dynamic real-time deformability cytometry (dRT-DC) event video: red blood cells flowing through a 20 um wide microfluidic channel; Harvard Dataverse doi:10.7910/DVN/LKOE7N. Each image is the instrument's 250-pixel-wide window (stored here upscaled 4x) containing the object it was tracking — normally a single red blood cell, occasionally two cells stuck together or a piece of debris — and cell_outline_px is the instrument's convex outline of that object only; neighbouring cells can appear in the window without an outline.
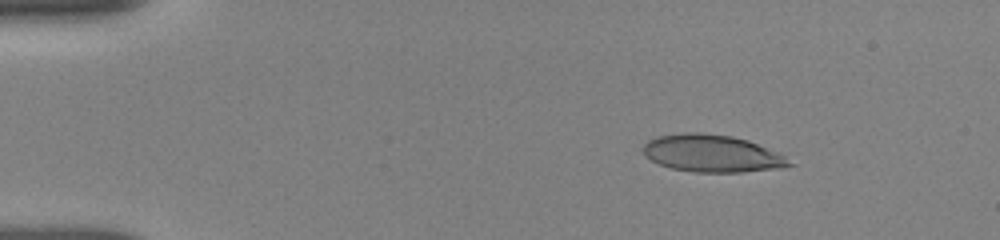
{"species": "human", "species_latin": "Homo sapiens", "temperature_condition": "room temperature", "stored_images_in_passage": 23, "camera_frame_rate_fps": 3000, "um_per_image_px": 0.085, "donor": {"sex": "female"}, "frame": {"image": 1, "passage_image": 3, "time_ms": 2.333, "image_size_px": [1000, 240], "cell_outline_px": [[796, 164], [780, 168], [744, 172], [696, 172], [672, 168], [660, 164], [644, 156], [644, 144], [648, 140], [656, 136], [684, 132], [700, 132], [732, 136], [748, 140], [776, 152], [784, 156]], "centroid_in_image_um": [60.52, 13.04], "position_along_channel_um": 24.5, "area_um2": 31.73}}
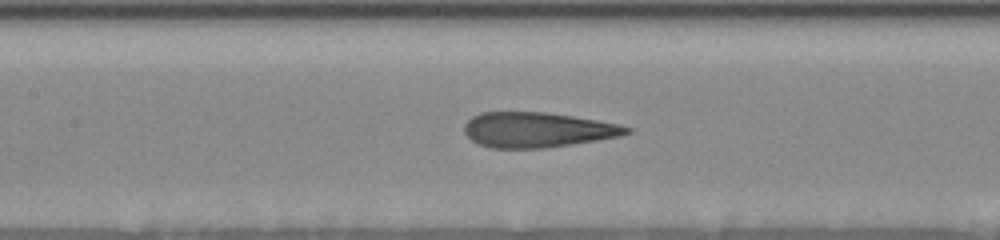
{"frame": {"image": 2, "passage_image": 14, "time_ms": 8.0, "image_size_px": [1000, 240], "cell_outline_px": [[632, 132], [620, 136], [572, 144], [544, 148], [488, 148], [472, 140], [464, 132], [464, 124], [472, 116], [480, 112], [544, 112], [572, 116], [596, 120], [616, 124], [632, 128]], "centroid_in_image_um": [45.64, 11.03], "position_along_channel_um": 161.8, "area_um2": 33.06}}
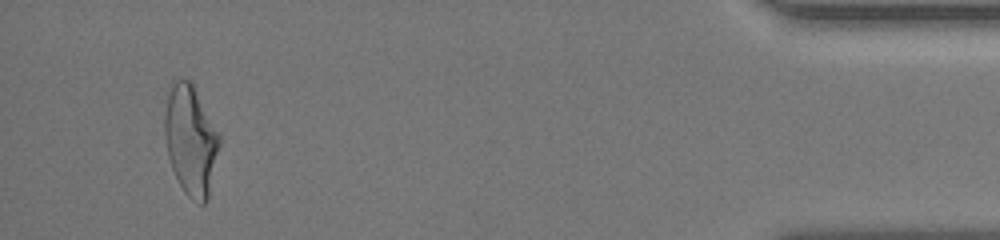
{"frame": {"image": 3, "passage_image": 23, "time_ms": 16.333, "image_size_px": [1000, 240], "cell_outline_px": [[220, 144], [208, 200], [204, 204], [200, 204], [192, 200], [184, 192], [172, 168], [168, 156], [164, 132], [164, 116], [168, 96], [172, 84], [176, 80], [188, 80], [192, 84], [220, 136]], "centroid_in_image_um": [16.21, 11.98], "position_along_channel_um": 419.0, "area_um2": 34.51}, "authors_computed_cell_mechanics": {"area_um2": 33.524, "velocity_mm_per_s": 3.8798, "shape_relaxation_time_tau1_ms": 5.8248, "shape_relaxation_time_tau2_ms": 1.0121, "deformation_change_tau1": 0.2217, "deformation_change_tau2": 0.0954}}